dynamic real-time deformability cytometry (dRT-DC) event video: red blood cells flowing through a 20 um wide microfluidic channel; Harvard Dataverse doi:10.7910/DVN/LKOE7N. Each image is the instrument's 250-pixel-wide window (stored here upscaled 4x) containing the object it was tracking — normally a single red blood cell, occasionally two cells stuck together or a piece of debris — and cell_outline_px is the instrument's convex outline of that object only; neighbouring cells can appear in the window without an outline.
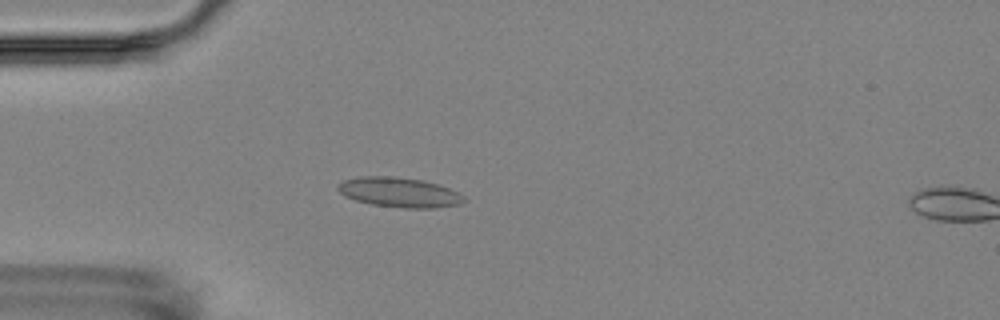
{"species": "Egyptian fruit bat (a non-hibernating species)", "species_latin": "Rousettus aegyptiacus", "temperature_condition": "room temperature", "stored_images_in_passage": 5, "camera_frame_rate_fps": 3000, "um_per_image_px": 0.085, "animal": {"sex": "female"}, "frame": {"image": 1, "passage_image": 4, "time_ms": 3.333, "image_size_px": [1000, 320], "cell_outline_px": [[464, 200], [460, 204], [436, 208], [404, 208], [372, 204], [356, 200], [344, 196], [336, 188], [336, 184], [344, 180], [360, 176], [392, 176], [420, 180], [436, 184], [448, 188], [464, 196]], "centroid_in_image_um": [33.89, 16.35], "position_along_channel_um": 51.1, "area_um2": 21.73}}